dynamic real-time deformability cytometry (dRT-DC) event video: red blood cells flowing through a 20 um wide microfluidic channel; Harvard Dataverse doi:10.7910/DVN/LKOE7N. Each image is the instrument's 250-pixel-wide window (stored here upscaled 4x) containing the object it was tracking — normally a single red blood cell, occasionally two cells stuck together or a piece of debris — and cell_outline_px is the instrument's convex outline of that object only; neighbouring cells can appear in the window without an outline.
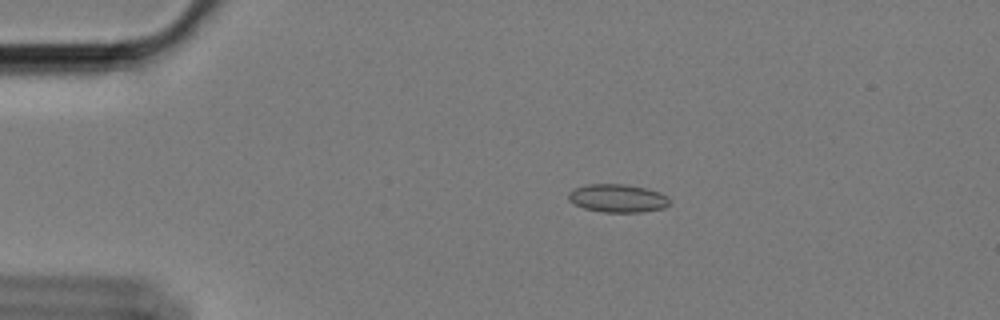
{"species": "Egyptian fruit bat (a non-hibernating species)", "species_latin": "Rousettus aegyptiacus", "temperature_condition": "cold", "stored_images_in_passage": 50, "camera_frame_rate_fps": 3000, "um_per_image_px": 0.085, "animal": {"sex": "female"}, "frame": {"image": 1, "passage_image": 3, "time_ms": 0.667, "image_size_px": [1000, 320], "cell_outline_px": [[668, 204], [664, 208], [640, 212], [600, 212], [584, 208], [572, 204], [568, 200], [568, 192], [576, 188], [588, 184], [628, 184], [648, 188], [660, 192], [668, 196]], "centroid_in_image_um": [52.48, 16.85], "position_along_channel_um": 32.5, "area_um2": 16.76}}
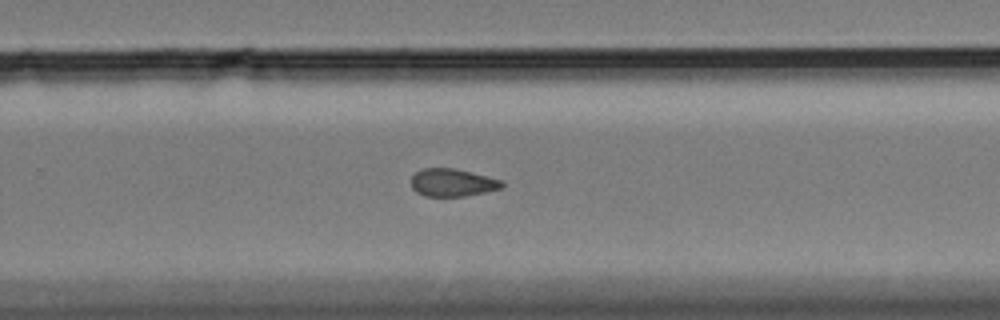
{"frame": {"image": 2, "passage_image": 30, "time_ms": 9.667, "image_size_px": [1000, 320], "cell_outline_px": [[504, 188], [464, 196], [424, 196], [416, 192], [412, 188], [412, 176], [416, 172], [424, 168], [456, 168], [504, 180]], "centroid_in_image_um": [38.49, 15.51], "position_along_channel_um": 291.3, "area_um2": 14.8}}
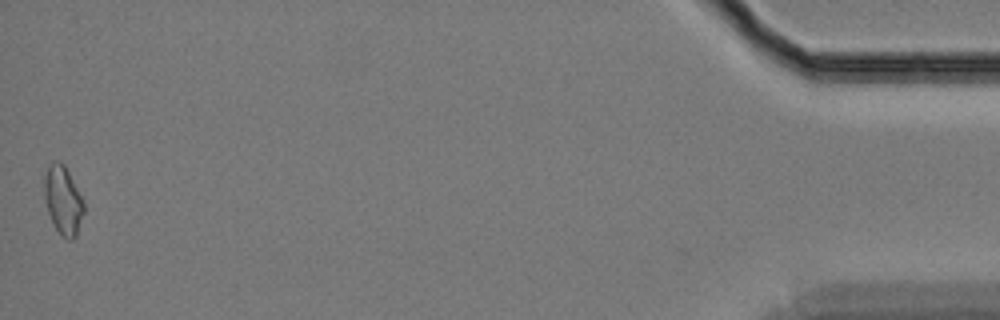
{"frame": {"image": 3, "passage_image": 50, "time_ms": 16.333, "image_size_px": [1000, 320], "cell_outline_px": [[84, 212], [76, 236], [72, 240], [68, 240], [56, 228], [48, 212], [44, 196], [44, 176], [48, 164], [56, 160], [64, 164], [84, 200]], "centroid_in_image_um": [5.36, 16.99], "position_along_channel_um": 429.8, "area_um2": 15.72}, "authors_computed_cell_mechanics": {"area_um2": 15.317, "velocity_mm_per_s": 3.4022, "shape_relaxation_time_tau1_ms": null, "shape_relaxation_time_tau2_ms": 3.7303, "deformation_change_tau1": null, "deformation_change_tau2": 0.1007}}